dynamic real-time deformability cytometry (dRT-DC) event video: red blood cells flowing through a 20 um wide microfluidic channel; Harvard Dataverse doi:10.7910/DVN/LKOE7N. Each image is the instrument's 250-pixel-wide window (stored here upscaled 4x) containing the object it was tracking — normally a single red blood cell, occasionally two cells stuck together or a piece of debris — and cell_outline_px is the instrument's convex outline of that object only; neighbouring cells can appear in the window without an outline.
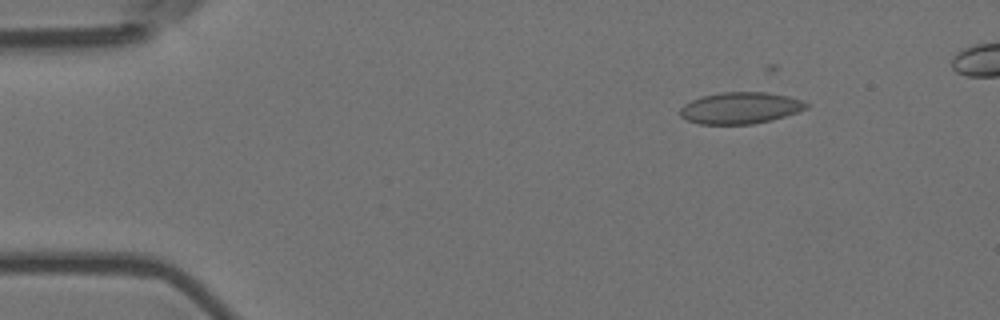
{"species": "Egyptian fruit bat (a non-hibernating species)", "species_latin": "Rousettus aegyptiacus", "temperature_condition": "room temperature", "stored_images_in_passage": 5, "camera_frame_rate_fps": 3000, "um_per_image_px": 0.085, "animal": {"sex": "female"}, "frame": {"image": 1, "passage_image": 3, "time_ms": 0.667, "image_size_px": [1000, 320], "cell_outline_px": [[808, 108], [772, 120], [752, 124], [700, 124], [688, 120], [680, 116], [680, 108], [684, 104], [700, 96], [720, 92], [768, 92], [788, 96], [804, 100], [808, 104]], "centroid_in_image_um": [62.93, 9.17], "position_along_channel_um": 22.1, "area_um2": 23.29}}